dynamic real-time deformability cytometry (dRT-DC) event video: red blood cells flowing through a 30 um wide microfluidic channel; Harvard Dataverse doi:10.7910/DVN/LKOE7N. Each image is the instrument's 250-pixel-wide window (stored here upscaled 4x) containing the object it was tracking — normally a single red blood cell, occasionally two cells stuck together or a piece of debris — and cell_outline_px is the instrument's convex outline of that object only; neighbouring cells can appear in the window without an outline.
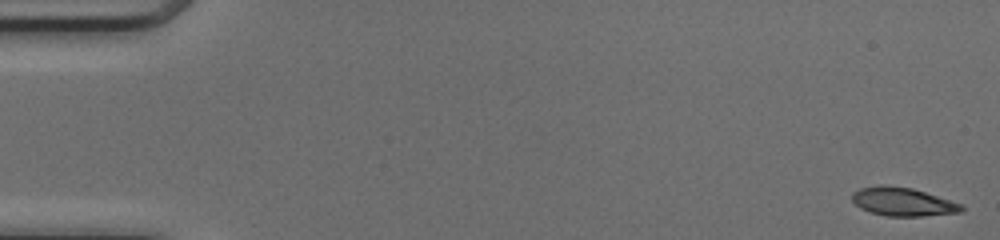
{"species": "common noctule bat (a hibernating species)", "species_latin": "Nyctalus noctula", "temperature_condition": "cold", "stored_images_in_passage": 50, "camera_frame_rate_fps": 3000, "um_per_image_px": 0.085, "animal": {"sex": "female", "body_mass_g": 17.0, "forearm_length_mm": 48.0}, "frame": {"image": 1, "passage_image": 1, "time_ms": 0.0, "image_size_px": [1000, 240], "cell_outline_px": [[964, 208], [960, 212], [920, 216], [888, 216], [872, 212], [860, 208], [852, 200], [852, 192], [860, 188], [880, 184], [884, 184], [912, 188], [960, 204]], "centroid_in_image_um": [76.67, 17.13], "position_along_channel_um": 8.3, "area_um2": 17.86}}
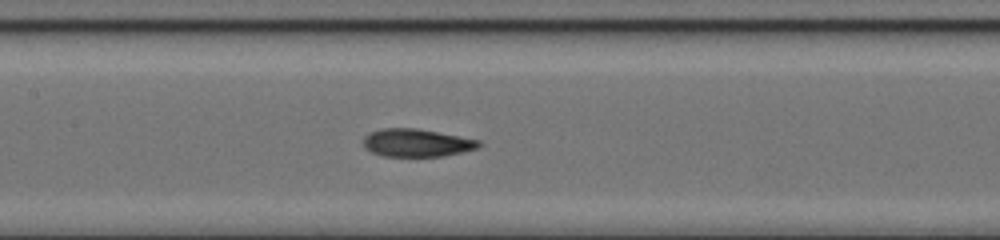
{"frame": {"image": 2, "passage_image": 24, "time_ms": 7.667, "image_size_px": [1000, 240], "cell_outline_px": [[480, 144], [476, 148], [444, 156], [384, 156], [372, 152], [364, 148], [364, 136], [380, 128], [416, 128], [480, 140]], "centroid_in_image_um": [35.38, 12.13], "position_along_channel_um": 172.0, "area_um2": 18.5}}
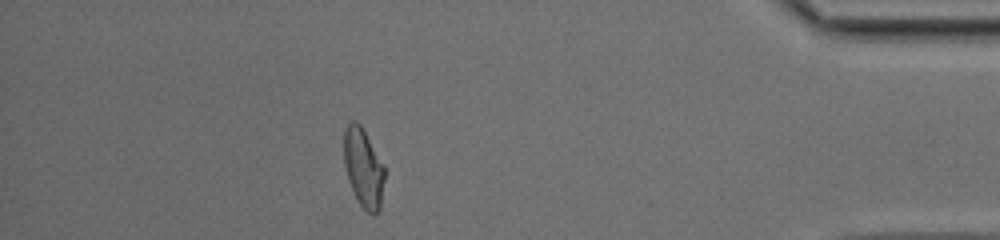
{"frame": {"image": 3, "passage_image": 44, "time_ms": 14.333, "image_size_px": [1000, 240], "cell_outline_px": [[384, 180], [380, 208], [372, 216], [360, 204], [348, 180], [344, 164], [344, 128], [352, 120], [356, 120], [360, 124], [384, 164]], "centroid_in_image_um": [30.89, 14.23], "position_along_channel_um": 404.3, "area_um2": 18.55}, "authors_computed_cell_mechanics": {"area_um2": 18.7561, "velocity_mm_per_s": 4.183, "shape_relaxation_time_tau1_ms": 4.8439, "shape_relaxation_time_tau2_ms": 2.4357, "deformation_change_tau1": 0.1986, "deformation_change_tau2": 0.0808}}